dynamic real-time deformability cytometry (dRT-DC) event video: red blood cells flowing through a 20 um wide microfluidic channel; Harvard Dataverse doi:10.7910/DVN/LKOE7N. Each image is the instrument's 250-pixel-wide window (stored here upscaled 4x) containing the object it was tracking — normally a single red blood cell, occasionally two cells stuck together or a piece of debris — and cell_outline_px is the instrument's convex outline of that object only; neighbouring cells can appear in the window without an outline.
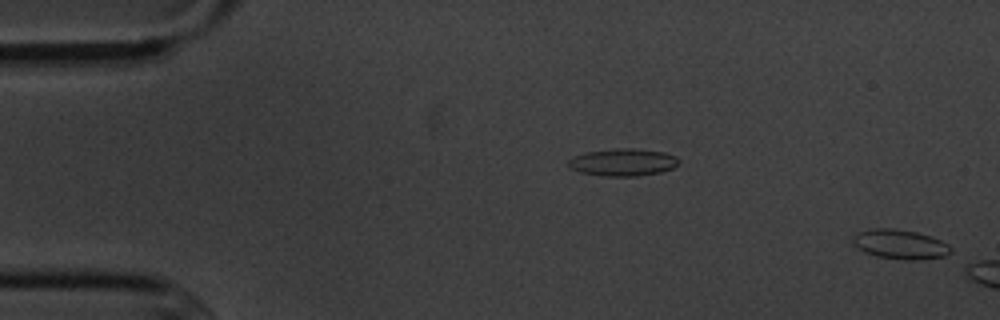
{"species": "common noctule bat (a hibernating species)", "species_latin": "Nyctalus noctula", "temperature_condition": "cold", "stored_images_in_passage": 2, "camera_frame_rate_fps": 3000, "um_per_image_px": 0.085, "animal": {"sex": "male", "body_mass_g": 20.1, "forearm_length_mm": 53.5}, "frame": {"image": 1, "passage_image": 2, "time_ms": 1.333, "image_size_px": [1000, 320], "cell_outline_px": [[952, 252], [944, 256], [920, 260], [904, 260], [876, 256], [864, 252], [852, 240], [852, 236], [856, 232], [876, 228], [892, 228], [916, 232], [940, 240], [948, 244], [952, 248]], "centroid_in_image_um": [76.52, 20.77], "position_along_channel_um": 8.5, "area_um2": 16.76}}